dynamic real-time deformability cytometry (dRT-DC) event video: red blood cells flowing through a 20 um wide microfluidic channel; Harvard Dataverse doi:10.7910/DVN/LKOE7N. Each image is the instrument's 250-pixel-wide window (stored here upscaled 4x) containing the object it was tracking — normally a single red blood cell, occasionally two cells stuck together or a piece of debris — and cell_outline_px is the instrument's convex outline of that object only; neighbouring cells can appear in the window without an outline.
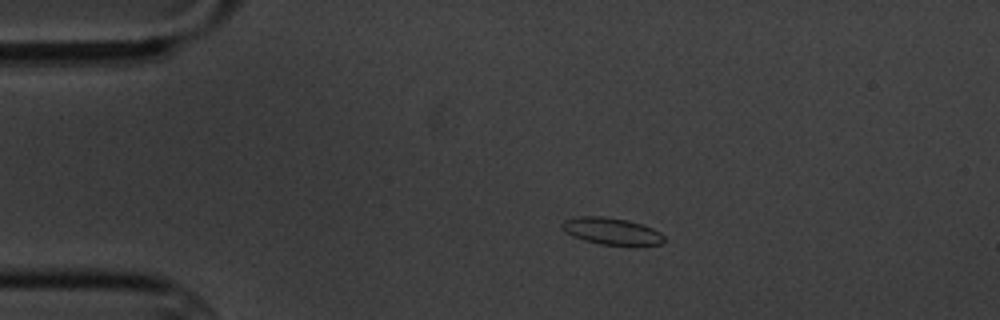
{"species": "common noctule bat (a hibernating species)", "species_latin": "Nyctalus noctula", "temperature_condition": "cold", "stored_images_in_passage": 9, "camera_frame_rate_fps": 3000, "um_per_image_px": 0.085, "animal": {"sex": "male", "body_mass_g": 20.1, "forearm_length_mm": 53.5}, "frame": {"image": 1, "passage_image": 2, "time_ms": 1.0, "image_size_px": [1000, 320], "cell_outline_px": [[664, 240], [660, 244], [600, 244], [584, 240], [572, 236], [564, 232], [560, 224], [564, 220], [580, 216], [604, 216], [628, 220], [652, 228], [660, 232], [664, 236]], "centroid_in_image_um": [51.92, 19.62], "position_along_channel_um": 33.1, "area_um2": 15.72}}
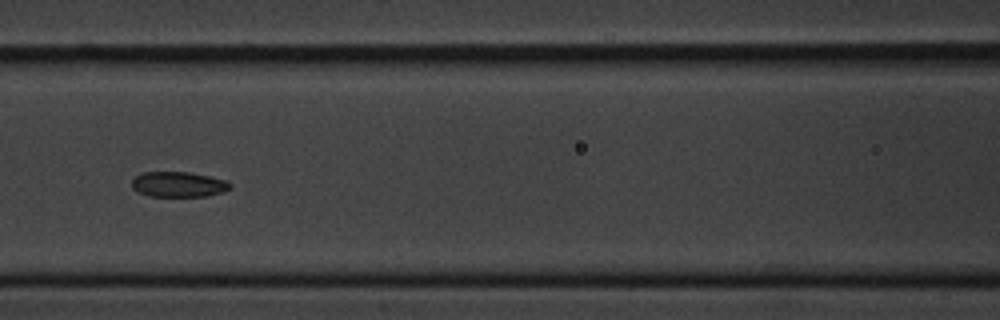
{"frame": {"image": 2, "passage_image": 6, "time_ms": 5.667, "image_size_px": [1000, 320], "cell_outline_px": [[232, 188], [224, 192], [208, 196], [148, 196], [136, 192], [132, 188], [132, 180], [140, 172], [188, 172], [208, 176], [224, 180], [232, 184]], "centroid_in_image_um": [15.15, 15.68], "position_along_channel_um": 151.4, "area_um2": 14.62}}
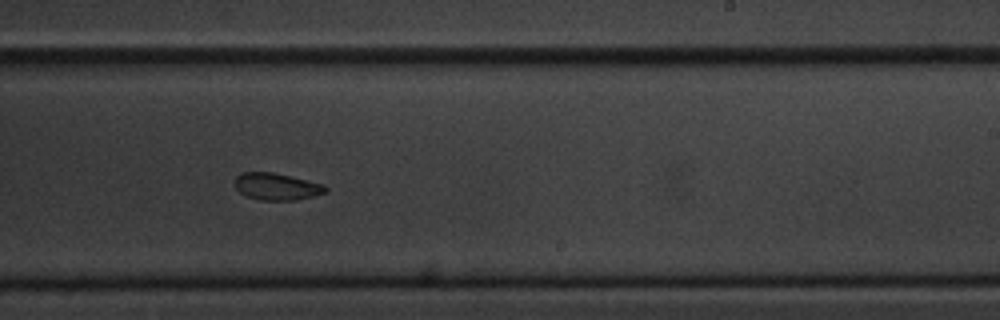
{"frame": {"image": 3, "passage_image": 9, "time_ms": 9.0, "image_size_px": [1000, 320], "cell_outline_px": [[328, 192], [296, 200], [260, 200], [248, 196], [240, 192], [232, 184], [236, 176], [240, 172], [272, 172], [324, 184], [328, 188]], "centroid_in_image_um": [23.49, 15.85], "position_along_channel_um": 265.5, "area_um2": 14.33}}